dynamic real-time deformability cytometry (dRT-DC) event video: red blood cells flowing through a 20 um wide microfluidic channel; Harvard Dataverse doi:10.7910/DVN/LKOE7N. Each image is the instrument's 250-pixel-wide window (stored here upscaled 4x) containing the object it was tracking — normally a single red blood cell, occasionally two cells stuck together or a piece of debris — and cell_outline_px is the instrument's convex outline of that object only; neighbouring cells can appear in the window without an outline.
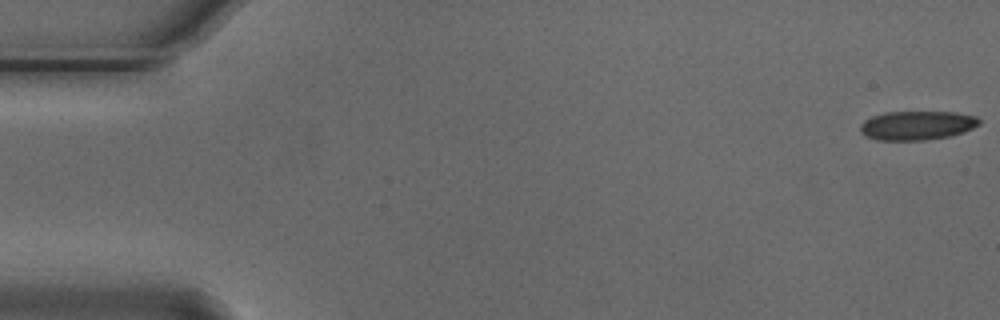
{"species": "Egyptian fruit bat (a non-hibernating species)", "species_latin": "Rousettus aegyptiacus", "temperature_condition": "cold", "stored_images_in_passage": 5, "camera_frame_rate_fps": 3000, "um_per_image_px": 0.085, "animal": {"sex": "male"}, "frame": {"image": 1, "passage_image": 1, "time_ms": 0.0, "image_size_px": [1000, 320], "cell_outline_px": [[980, 124], [964, 132], [952, 136], [924, 140], [876, 140], [860, 132], [860, 124], [864, 120], [872, 116], [884, 112], [956, 112], [976, 116], [980, 120]], "centroid_in_image_um": [77.95, 10.66], "position_along_channel_um": 7.0, "area_um2": 20.23}}
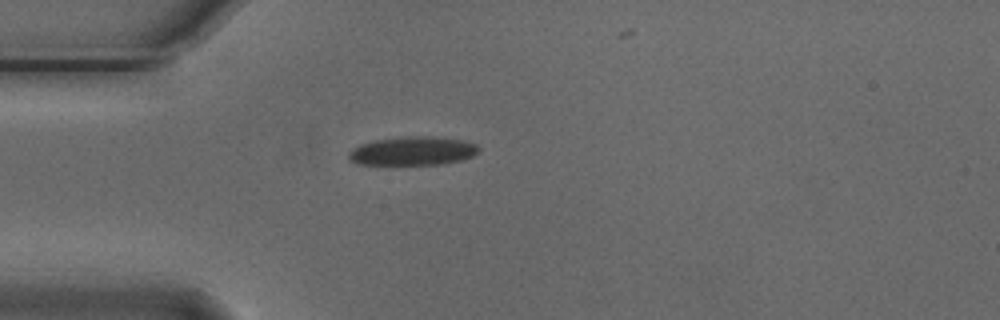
{"frame": {"image": 2, "passage_image": 5, "time_ms": 1.333, "image_size_px": [1000, 320], "cell_outline_px": [[480, 152], [472, 156], [460, 160], [444, 164], [356, 164], [348, 156], [348, 152], [352, 148], [360, 144], [372, 140], [400, 136], [428, 136], [460, 140], [476, 144], [480, 148]], "centroid_in_image_um": [35.06, 12.82], "position_along_channel_um": 49.9, "area_um2": 21.79}}